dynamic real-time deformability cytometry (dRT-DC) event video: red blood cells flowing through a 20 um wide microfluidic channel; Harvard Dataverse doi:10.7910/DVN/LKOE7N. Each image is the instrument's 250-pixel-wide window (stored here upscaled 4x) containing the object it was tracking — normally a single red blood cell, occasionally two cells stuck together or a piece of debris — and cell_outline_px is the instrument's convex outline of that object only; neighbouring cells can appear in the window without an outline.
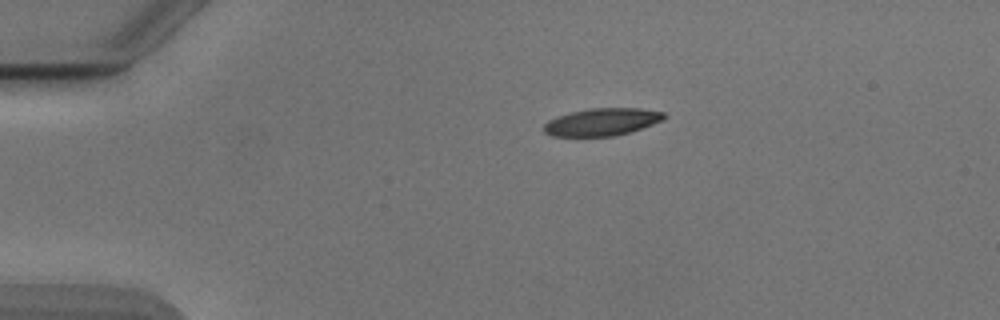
{"species": "Egyptian fruit bat (a non-hibernating species)", "species_latin": "Rousettus aegyptiacus", "temperature_condition": "cold", "stored_images_in_passage": 15, "camera_frame_rate_fps": 3000, "um_per_image_px": 0.085, "animal": {"sex": "male"}, "frame": {"image": 1, "passage_image": 1, "time_ms": 0.0, "image_size_px": [1000, 320], "cell_outline_px": [[668, 116], [664, 120], [616, 136], [552, 136], [544, 132], [544, 124], [548, 120], [572, 112], [592, 108], [640, 108], [664, 112]], "centroid_in_image_um": [51.2, 10.36], "position_along_channel_um": 33.8, "area_um2": 19.07}}
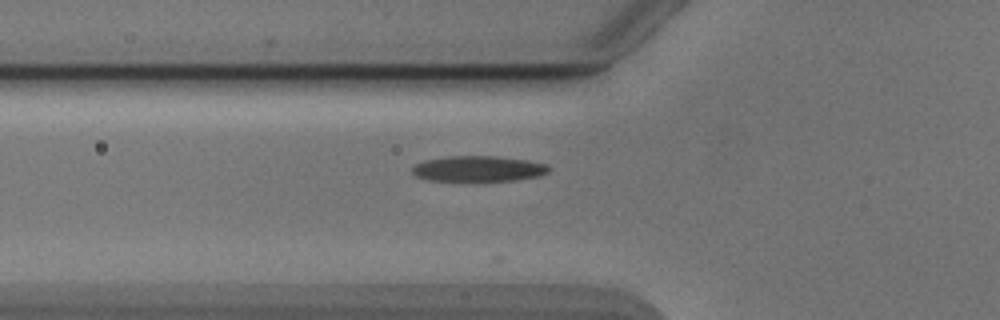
{"frame": {"image": 2, "passage_image": 9, "time_ms": 2.667, "image_size_px": [1000, 320], "cell_outline_px": [[552, 168], [548, 172], [540, 176], [516, 180], [428, 180], [416, 176], [412, 172], [412, 168], [416, 164], [424, 160], [448, 156], [492, 156], [524, 160], [548, 164]], "centroid_in_image_um": [40.68, 14.33], "position_along_channel_um": 85.1, "area_um2": 20.17}}
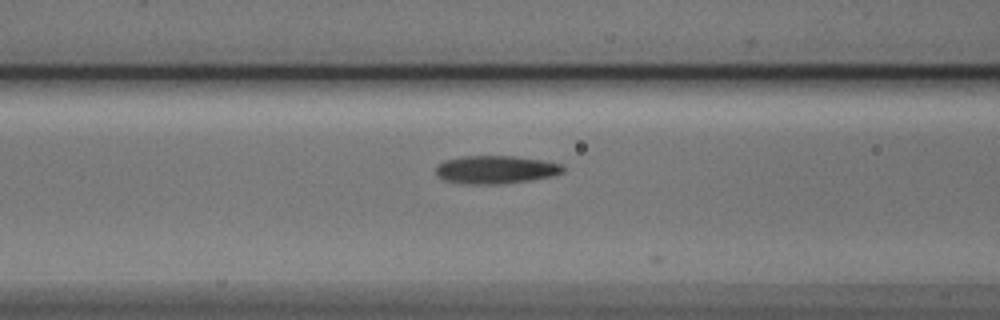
{"frame": {"image": 3, "passage_image": 12, "time_ms": 3.667, "image_size_px": [1000, 320], "cell_outline_px": [[564, 172], [556, 176], [532, 180], [500, 184], [464, 184], [444, 180], [436, 176], [436, 164], [444, 160], [464, 156], [512, 156], [544, 160], [564, 164]], "centroid_in_image_um": [42.16, 14.42], "position_along_channel_um": 124.4, "area_um2": 21.21}}